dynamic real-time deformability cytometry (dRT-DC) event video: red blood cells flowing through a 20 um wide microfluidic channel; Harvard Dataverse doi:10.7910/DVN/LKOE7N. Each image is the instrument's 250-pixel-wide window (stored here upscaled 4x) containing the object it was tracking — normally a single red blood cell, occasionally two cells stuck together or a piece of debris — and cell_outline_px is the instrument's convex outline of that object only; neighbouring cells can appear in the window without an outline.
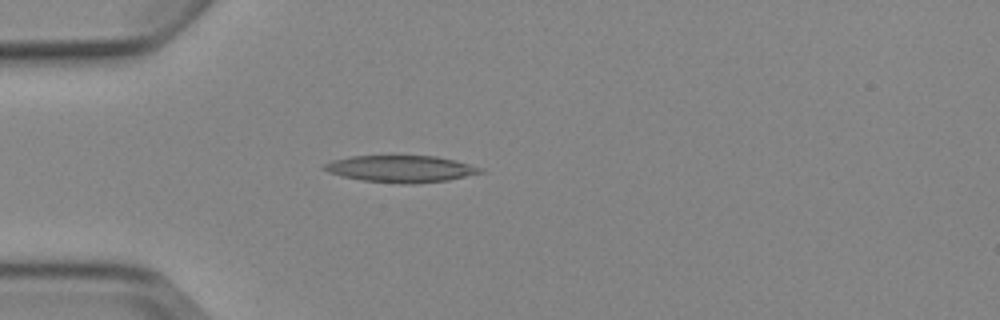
{"species": "Egyptian fruit bat (a non-hibernating species)", "species_latin": "Rousettus aegyptiacus", "temperature_condition": "cold", "stored_images_in_passage": 4, "camera_frame_rate_fps": 3000, "um_per_image_px": 0.085, "animal": {"sex": "female"}, "frame": {"image": 1, "passage_image": 4, "time_ms": 4.333, "image_size_px": [1000, 320], "cell_outline_px": [[484, 172], [448, 180], [412, 184], [404, 184], [360, 180], [328, 172], [320, 168], [324, 164], [332, 160], [352, 156], [436, 156], [456, 160], [484, 168]], "centroid_in_image_um": [34.08, 14.35], "position_along_channel_um": 50.9, "area_um2": 24.45}}